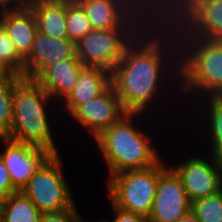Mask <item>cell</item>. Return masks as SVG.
<instances>
[{
	"label": "cell",
	"mask_w": 222,
	"mask_h": 222,
	"mask_svg": "<svg viewBox=\"0 0 222 222\" xmlns=\"http://www.w3.org/2000/svg\"><path fill=\"white\" fill-rule=\"evenodd\" d=\"M179 71L175 30L163 18L155 17L127 46L112 71V86L127 113L145 114L159 97L174 92L170 87L179 88Z\"/></svg>",
	"instance_id": "cell-1"
},
{
	"label": "cell",
	"mask_w": 222,
	"mask_h": 222,
	"mask_svg": "<svg viewBox=\"0 0 222 222\" xmlns=\"http://www.w3.org/2000/svg\"><path fill=\"white\" fill-rule=\"evenodd\" d=\"M52 101L55 102L36 80L22 77L14 86L12 126L5 137L60 155L47 115Z\"/></svg>",
	"instance_id": "cell-2"
},
{
	"label": "cell",
	"mask_w": 222,
	"mask_h": 222,
	"mask_svg": "<svg viewBox=\"0 0 222 222\" xmlns=\"http://www.w3.org/2000/svg\"><path fill=\"white\" fill-rule=\"evenodd\" d=\"M141 115L127 113L94 138L109 170L106 180L123 171L151 167L162 159L151 137L133 123Z\"/></svg>",
	"instance_id": "cell-3"
},
{
	"label": "cell",
	"mask_w": 222,
	"mask_h": 222,
	"mask_svg": "<svg viewBox=\"0 0 222 222\" xmlns=\"http://www.w3.org/2000/svg\"><path fill=\"white\" fill-rule=\"evenodd\" d=\"M177 38L181 87L174 90L181 91L180 95L186 93V97L190 92L191 97L198 92L200 99L222 96V40L192 35H177Z\"/></svg>",
	"instance_id": "cell-4"
},
{
	"label": "cell",
	"mask_w": 222,
	"mask_h": 222,
	"mask_svg": "<svg viewBox=\"0 0 222 222\" xmlns=\"http://www.w3.org/2000/svg\"><path fill=\"white\" fill-rule=\"evenodd\" d=\"M155 17L141 6L121 27L92 30L75 43L84 67H100L112 73L127 46Z\"/></svg>",
	"instance_id": "cell-5"
},
{
	"label": "cell",
	"mask_w": 222,
	"mask_h": 222,
	"mask_svg": "<svg viewBox=\"0 0 222 222\" xmlns=\"http://www.w3.org/2000/svg\"><path fill=\"white\" fill-rule=\"evenodd\" d=\"M167 166L162 159L155 165L127 170L106 180L107 193L114 206L146 218L152 209L160 173Z\"/></svg>",
	"instance_id": "cell-6"
},
{
	"label": "cell",
	"mask_w": 222,
	"mask_h": 222,
	"mask_svg": "<svg viewBox=\"0 0 222 222\" xmlns=\"http://www.w3.org/2000/svg\"><path fill=\"white\" fill-rule=\"evenodd\" d=\"M62 164L61 156L52 155L21 190L42 214L64 211L75 205Z\"/></svg>",
	"instance_id": "cell-7"
},
{
	"label": "cell",
	"mask_w": 222,
	"mask_h": 222,
	"mask_svg": "<svg viewBox=\"0 0 222 222\" xmlns=\"http://www.w3.org/2000/svg\"><path fill=\"white\" fill-rule=\"evenodd\" d=\"M162 18L176 35L222 40V0H183Z\"/></svg>",
	"instance_id": "cell-8"
},
{
	"label": "cell",
	"mask_w": 222,
	"mask_h": 222,
	"mask_svg": "<svg viewBox=\"0 0 222 222\" xmlns=\"http://www.w3.org/2000/svg\"><path fill=\"white\" fill-rule=\"evenodd\" d=\"M210 158L191 156L181 164L170 166L179 176L191 203L222 189V161L212 155Z\"/></svg>",
	"instance_id": "cell-9"
},
{
	"label": "cell",
	"mask_w": 222,
	"mask_h": 222,
	"mask_svg": "<svg viewBox=\"0 0 222 222\" xmlns=\"http://www.w3.org/2000/svg\"><path fill=\"white\" fill-rule=\"evenodd\" d=\"M191 205L179 176L167 166L159 175L148 222H177L191 211Z\"/></svg>",
	"instance_id": "cell-10"
},
{
	"label": "cell",
	"mask_w": 222,
	"mask_h": 222,
	"mask_svg": "<svg viewBox=\"0 0 222 222\" xmlns=\"http://www.w3.org/2000/svg\"><path fill=\"white\" fill-rule=\"evenodd\" d=\"M126 114L121 100L111 85L100 96L78 106L69 116L85 128L94 139Z\"/></svg>",
	"instance_id": "cell-11"
},
{
	"label": "cell",
	"mask_w": 222,
	"mask_h": 222,
	"mask_svg": "<svg viewBox=\"0 0 222 222\" xmlns=\"http://www.w3.org/2000/svg\"><path fill=\"white\" fill-rule=\"evenodd\" d=\"M0 140L4 147L0 157L9 172L13 187L21 191L52 154L45 149L17 143L6 137H0Z\"/></svg>",
	"instance_id": "cell-12"
},
{
	"label": "cell",
	"mask_w": 222,
	"mask_h": 222,
	"mask_svg": "<svg viewBox=\"0 0 222 222\" xmlns=\"http://www.w3.org/2000/svg\"><path fill=\"white\" fill-rule=\"evenodd\" d=\"M77 58L75 43L37 31L30 54L24 59V77L36 79L49 65Z\"/></svg>",
	"instance_id": "cell-13"
},
{
	"label": "cell",
	"mask_w": 222,
	"mask_h": 222,
	"mask_svg": "<svg viewBox=\"0 0 222 222\" xmlns=\"http://www.w3.org/2000/svg\"><path fill=\"white\" fill-rule=\"evenodd\" d=\"M93 30L121 27L142 5L140 0H76Z\"/></svg>",
	"instance_id": "cell-14"
},
{
	"label": "cell",
	"mask_w": 222,
	"mask_h": 222,
	"mask_svg": "<svg viewBox=\"0 0 222 222\" xmlns=\"http://www.w3.org/2000/svg\"><path fill=\"white\" fill-rule=\"evenodd\" d=\"M111 85V72L100 67H84L79 74L76 85L61 102V108H64L66 115H70L78 106L100 96Z\"/></svg>",
	"instance_id": "cell-15"
},
{
	"label": "cell",
	"mask_w": 222,
	"mask_h": 222,
	"mask_svg": "<svg viewBox=\"0 0 222 222\" xmlns=\"http://www.w3.org/2000/svg\"><path fill=\"white\" fill-rule=\"evenodd\" d=\"M83 68L78 58H68L49 65L35 80L53 100L61 102L76 85Z\"/></svg>",
	"instance_id": "cell-16"
},
{
	"label": "cell",
	"mask_w": 222,
	"mask_h": 222,
	"mask_svg": "<svg viewBox=\"0 0 222 222\" xmlns=\"http://www.w3.org/2000/svg\"><path fill=\"white\" fill-rule=\"evenodd\" d=\"M0 24L7 31L18 54L25 59L31 52L38 31L33 11L24 9L0 12Z\"/></svg>",
	"instance_id": "cell-17"
},
{
	"label": "cell",
	"mask_w": 222,
	"mask_h": 222,
	"mask_svg": "<svg viewBox=\"0 0 222 222\" xmlns=\"http://www.w3.org/2000/svg\"><path fill=\"white\" fill-rule=\"evenodd\" d=\"M29 8L33 11L39 32L52 38H68L67 1L31 0Z\"/></svg>",
	"instance_id": "cell-18"
},
{
	"label": "cell",
	"mask_w": 222,
	"mask_h": 222,
	"mask_svg": "<svg viewBox=\"0 0 222 222\" xmlns=\"http://www.w3.org/2000/svg\"><path fill=\"white\" fill-rule=\"evenodd\" d=\"M5 222H40L42 213L21 191L0 200Z\"/></svg>",
	"instance_id": "cell-19"
},
{
	"label": "cell",
	"mask_w": 222,
	"mask_h": 222,
	"mask_svg": "<svg viewBox=\"0 0 222 222\" xmlns=\"http://www.w3.org/2000/svg\"><path fill=\"white\" fill-rule=\"evenodd\" d=\"M201 102H205V105H202L205 106L203 110L207 109L205 111V119H208L206 122L207 124L209 123L207 132L210 135V144H212L210 148L212 150L211 154L216 159L222 161V96L202 97Z\"/></svg>",
	"instance_id": "cell-20"
},
{
	"label": "cell",
	"mask_w": 222,
	"mask_h": 222,
	"mask_svg": "<svg viewBox=\"0 0 222 222\" xmlns=\"http://www.w3.org/2000/svg\"><path fill=\"white\" fill-rule=\"evenodd\" d=\"M66 27L68 39L74 43L93 30L85 10L76 0L67 1Z\"/></svg>",
	"instance_id": "cell-21"
},
{
	"label": "cell",
	"mask_w": 222,
	"mask_h": 222,
	"mask_svg": "<svg viewBox=\"0 0 222 222\" xmlns=\"http://www.w3.org/2000/svg\"><path fill=\"white\" fill-rule=\"evenodd\" d=\"M22 78L16 74L12 79L0 80V137H5L11 130L13 120V90Z\"/></svg>",
	"instance_id": "cell-22"
},
{
	"label": "cell",
	"mask_w": 222,
	"mask_h": 222,
	"mask_svg": "<svg viewBox=\"0 0 222 222\" xmlns=\"http://www.w3.org/2000/svg\"><path fill=\"white\" fill-rule=\"evenodd\" d=\"M191 211L199 222H220L222 220V189L214 195L193 201Z\"/></svg>",
	"instance_id": "cell-23"
},
{
	"label": "cell",
	"mask_w": 222,
	"mask_h": 222,
	"mask_svg": "<svg viewBox=\"0 0 222 222\" xmlns=\"http://www.w3.org/2000/svg\"><path fill=\"white\" fill-rule=\"evenodd\" d=\"M0 60L24 77V59L18 54L5 28L0 24Z\"/></svg>",
	"instance_id": "cell-24"
},
{
	"label": "cell",
	"mask_w": 222,
	"mask_h": 222,
	"mask_svg": "<svg viewBox=\"0 0 222 222\" xmlns=\"http://www.w3.org/2000/svg\"><path fill=\"white\" fill-rule=\"evenodd\" d=\"M183 0H140L141 5L154 17H165Z\"/></svg>",
	"instance_id": "cell-25"
},
{
	"label": "cell",
	"mask_w": 222,
	"mask_h": 222,
	"mask_svg": "<svg viewBox=\"0 0 222 222\" xmlns=\"http://www.w3.org/2000/svg\"><path fill=\"white\" fill-rule=\"evenodd\" d=\"M77 208L75 204L72 208L64 211L43 213L40 222H77L82 217Z\"/></svg>",
	"instance_id": "cell-26"
},
{
	"label": "cell",
	"mask_w": 222,
	"mask_h": 222,
	"mask_svg": "<svg viewBox=\"0 0 222 222\" xmlns=\"http://www.w3.org/2000/svg\"><path fill=\"white\" fill-rule=\"evenodd\" d=\"M18 192L12 184L9 172L0 157V200Z\"/></svg>",
	"instance_id": "cell-27"
},
{
	"label": "cell",
	"mask_w": 222,
	"mask_h": 222,
	"mask_svg": "<svg viewBox=\"0 0 222 222\" xmlns=\"http://www.w3.org/2000/svg\"><path fill=\"white\" fill-rule=\"evenodd\" d=\"M111 208L113 210V213L115 214L114 218L111 222H148V218L141 216L139 214H135L132 212H128L125 210H122L113 204L111 205ZM103 222H110L109 220H105Z\"/></svg>",
	"instance_id": "cell-28"
},
{
	"label": "cell",
	"mask_w": 222,
	"mask_h": 222,
	"mask_svg": "<svg viewBox=\"0 0 222 222\" xmlns=\"http://www.w3.org/2000/svg\"><path fill=\"white\" fill-rule=\"evenodd\" d=\"M31 0H0V12L29 7Z\"/></svg>",
	"instance_id": "cell-29"
},
{
	"label": "cell",
	"mask_w": 222,
	"mask_h": 222,
	"mask_svg": "<svg viewBox=\"0 0 222 222\" xmlns=\"http://www.w3.org/2000/svg\"><path fill=\"white\" fill-rule=\"evenodd\" d=\"M16 73L0 60V80L12 79Z\"/></svg>",
	"instance_id": "cell-30"
},
{
	"label": "cell",
	"mask_w": 222,
	"mask_h": 222,
	"mask_svg": "<svg viewBox=\"0 0 222 222\" xmlns=\"http://www.w3.org/2000/svg\"><path fill=\"white\" fill-rule=\"evenodd\" d=\"M177 222H199V220L197 219L196 215L192 211H189L186 215H184Z\"/></svg>",
	"instance_id": "cell-31"
},
{
	"label": "cell",
	"mask_w": 222,
	"mask_h": 222,
	"mask_svg": "<svg viewBox=\"0 0 222 222\" xmlns=\"http://www.w3.org/2000/svg\"><path fill=\"white\" fill-rule=\"evenodd\" d=\"M77 222H88V221L84 220V218L81 217ZM99 222H100V221H99ZM101 222H103V221H101Z\"/></svg>",
	"instance_id": "cell-32"
},
{
	"label": "cell",
	"mask_w": 222,
	"mask_h": 222,
	"mask_svg": "<svg viewBox=\"0 0 222 222\" xmlns=\"http://www.w3.org/2000/svg\"><path fill=\"white\" fill-rule=\"evenodd\" d=\"M0 222H5V221H4V218H3V216H2L1 211H0Z\"/></svg>",
	"instance_id": "cell-33"
},
{
	"label": "cell",
	"mask_w": 222,
	"mask_h": 222,
	"mask_svg": "<svg viewBox=\"0 0 222 222\" xmlns=\"http://www.w3.org/2000/svg\"><path fill=\"white\" fill-rule=\"evenodd\" d=\"M57 1H73V0H57Z\"/></svg>",
	"instance_id": "cell-34"
}]
</instances>
